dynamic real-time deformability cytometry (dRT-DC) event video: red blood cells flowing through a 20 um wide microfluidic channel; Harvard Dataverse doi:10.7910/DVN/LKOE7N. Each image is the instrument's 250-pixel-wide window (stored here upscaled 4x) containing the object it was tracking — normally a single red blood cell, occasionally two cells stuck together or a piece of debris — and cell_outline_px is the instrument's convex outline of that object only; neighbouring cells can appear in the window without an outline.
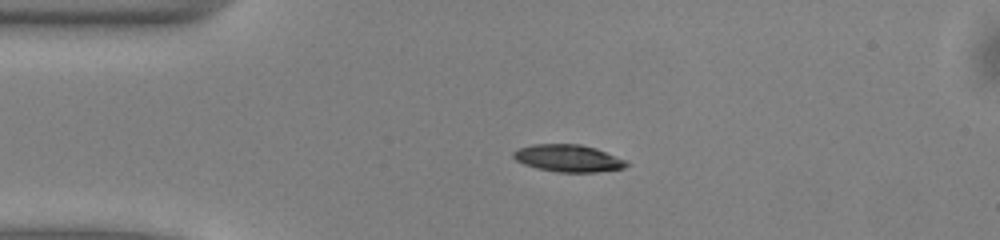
{"species": "common noctule bat (a hibernating species)", "species_latin": "Nyctalus noctula", "temperature_condition": "warm", "stored_images_in_passage": 40, "camera_frame_rate_fps": 3000, "um_per_image_px": 0.085, "animal": {"sex": "male", "body_mass_g": 13.0, "forearm_length_mm": 53.1}, "frame": {"image": 1, "passage_image": 1, "time_ms": 0.0, "image_size_px": [1000, 240], "cell_outline_px": [[628, 164], [624, 168], [596, 172], [556, 172], [536, 168], [524, 164], [516, 160], [512, 156], [512, 152], [516, 148], [532, 144], [580, 144], [596, 148], [628, 160]], "centroid_in_image_um": [48.28, 13.44], "position_along_channel_um": 36.7, "area_um2": 18.15}}
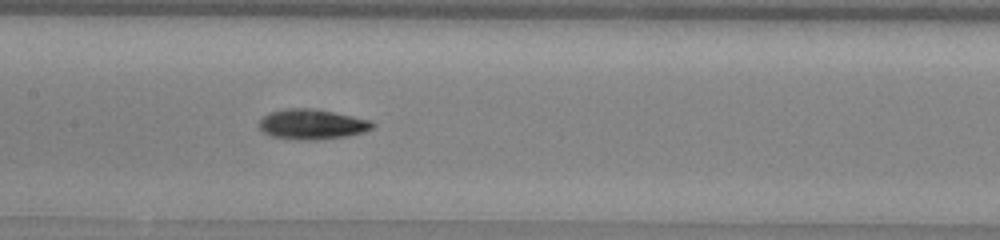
{"frame": {"image": 2, "passage_image": 14, "time_ms": 4.333, "image_size_px": [1000, 240], "cell_outline_px": [[376, 124], [372, 128], [364, 132], [348, 136], [316, 140], [300, 140], [272, 136], [264, 132], [256, 124], [268, 112], [288, 108], [308, 108], [332, 112], [372, 120]], "centroid_in_image_um": [26.52, 10.57], "position_along_channel_um": 180.9, "area_um2": 19.94}}
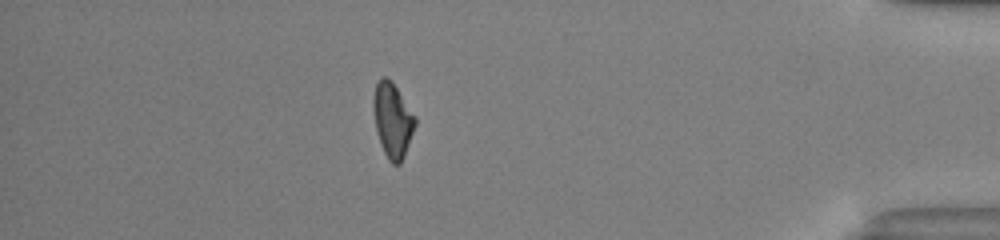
{"frame": {"image": 3, "passage_image": 34, "time_ms": 11.0, "image_size_px": [1000, 240], "cell_outline_px": [[416, 124], [404, 156], [400, 164], [392, 164], [388, 160], [380, 144], [376, 132], [372, 108], [372, 100], [376, 84], [380, 76], [384, 76], [392, 80], [416, 116]], "centroid_in_image_um": [33.35, 10.18], "position_along_channel_um": 401.8, "area_um2": 18.5}, "authors_computed_cell_mechanics": {"area_um2": 18.4671, "velocity_mm_per_s": 4.0458, "shape_relaxation_time_tau1_ms": 3.3159, "shape_relaxation_time_tau2_ms": 7.0023, "deformation_change_tau1": 0.1447, "deformation_change_tau2": 0.1531}}